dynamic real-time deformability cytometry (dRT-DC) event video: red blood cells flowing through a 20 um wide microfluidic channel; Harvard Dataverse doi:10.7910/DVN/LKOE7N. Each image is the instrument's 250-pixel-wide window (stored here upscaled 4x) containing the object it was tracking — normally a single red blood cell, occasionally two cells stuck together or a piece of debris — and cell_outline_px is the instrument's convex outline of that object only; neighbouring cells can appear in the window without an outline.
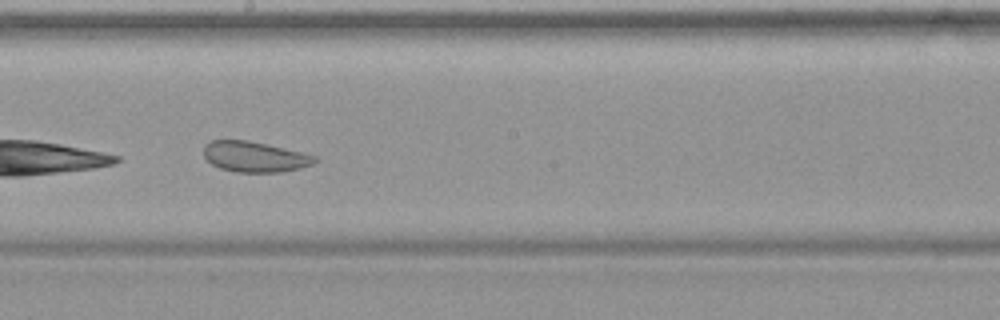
{"species": "common noctule bat (a hibernating species)", "species_latin": "Nyctalus noctula", "temperature_condition": "warm", "stored_images_in_passage": 27, "camera_frame_rate_fps": 3000, "um_per_image_px": 0.085, "animal": {"sex": "female", "body_mass_g": 19.9}, "frame": {"image": 1, "passage_image": 12, "time_ms": 3.667, "image_size_px": [1000, 320], "cell_outline_px": [[320, 160], [312, 164], [300, 168], [280, 172], [236, 172], [220, 168], [212, 164], [204, 156], [204, 144], [212, 140], [248, 140], [268, 144], [316, 156]], "centroid_in_image_um": [21.65, 13.32], "position_along_channel_um": 226.6, "area_um2": 19.77}}